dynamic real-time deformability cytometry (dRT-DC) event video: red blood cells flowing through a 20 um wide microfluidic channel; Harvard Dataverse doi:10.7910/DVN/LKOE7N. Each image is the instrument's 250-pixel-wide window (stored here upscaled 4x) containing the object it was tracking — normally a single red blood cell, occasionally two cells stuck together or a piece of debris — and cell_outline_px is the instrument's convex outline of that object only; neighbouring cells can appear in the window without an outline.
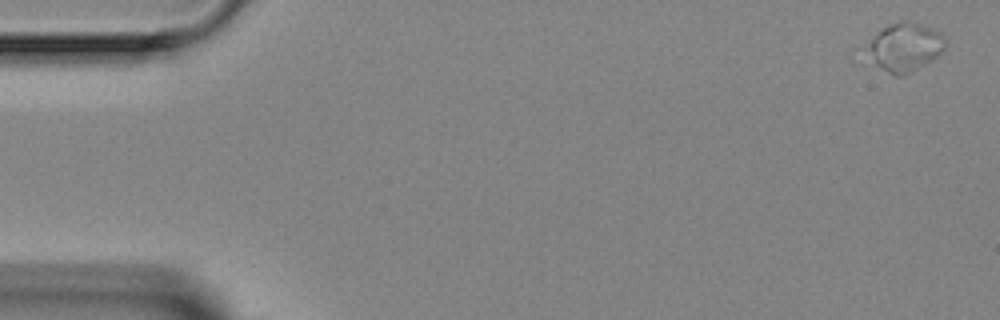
{"species": "Egyptian fruit bat (a non-hibernating species)", "species_latin": "Rousettus aegyptiacus", "temperature_condition": "room temperature", "stored_images_in_passage": 7, "camera_frame_rate_fps": 3000, "um_per_image_px": 0.085, "animal": {"sex": "female"}, "frame": {"image": 1, "passage_image": 1, "time_ms": 0.0, "image_size_px": [1000, 320], "cell_outline_px": [[948, 44], [932, 60], [900, 76], [896, 76], [848, 56], [852, 52], [880, 28], [900, 20], [904, 20], [932, 28], [940, 32], [948, 40]], "centroid_in_image_um": [76.56, 4.03], "position_along_channel_um": 8.4, "area_um2": 24.45}}
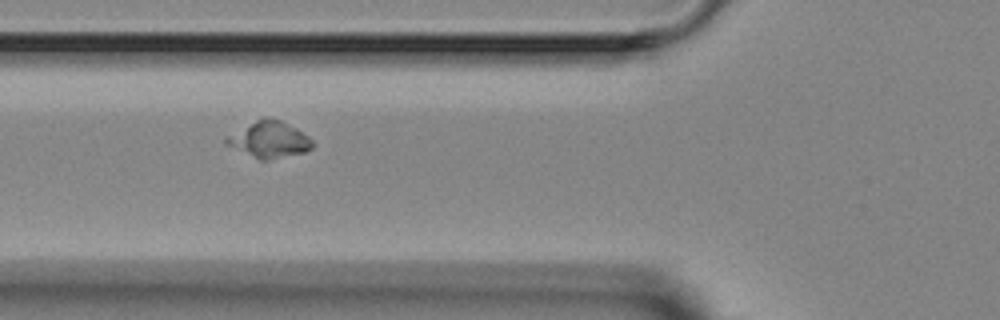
{"frame": {"image": 2, "passage_image": 6, "time_ms": 5.667, "image_size_px": [1000, 320], "cell_outline_px": [[312, 148], [304, 152], [268, 160], [260, 160], [224, 144], [224, 140], [228, 136], [256, 120], [264, 116], [272, 116], [296, 128], [308, 136], [312, 140]], "centroid_in_image_um": [22.88, 11.85], "position_along_channel_um": 102.9, "area_um2": 18.03}}
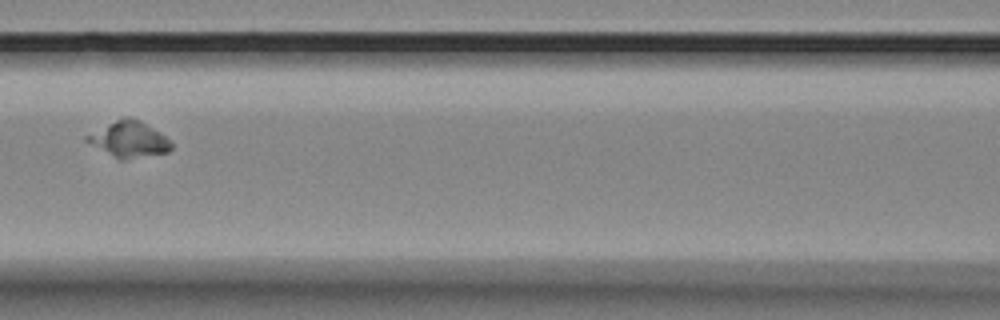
{"frame": {"image": 3, "passage_image": 7, "time_ms": 7.0, "image_size_px": [1000, 320], "cell_outline_px": [[172, 148], [168, 152], [120, 160], [84, 140], [84, 136], [124, 116], [128, 116], [140, 120], [160, 132], [172, 144]], "centroid_in_image_um": [10.96, 11.83], "position_along_channel_um": 155.6, "area_um2": 17.28}}